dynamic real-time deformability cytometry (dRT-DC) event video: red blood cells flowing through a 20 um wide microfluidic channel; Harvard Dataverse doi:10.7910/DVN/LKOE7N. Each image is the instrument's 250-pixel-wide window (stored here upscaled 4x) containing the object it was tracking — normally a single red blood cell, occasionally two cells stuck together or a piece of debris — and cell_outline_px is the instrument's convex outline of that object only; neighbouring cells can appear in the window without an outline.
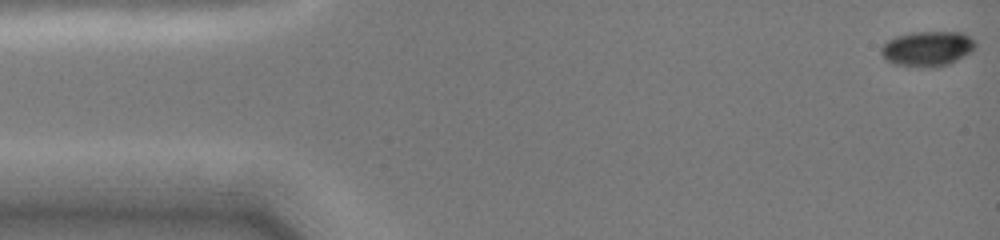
{"species": "common noctule bat (a hibernating species)", "species_latin": "Nyctalus noctula", "temperature_condition": "cold", "stored_images_in_passage": 26, "camera_frame_rate_fps": 3000, "um_per_image_px": 0.085, "animal": {"sex": "female", "body_mass_g": 19.0, "forearm_length_mm": 51.5}, "frame": {"image": 1, "passage_image": 1, "time_ms": 0.0, "image_size_px": [1000, 240], "cell_outline_px": [[976, 48], [972, 52], [948, 64], [936, 68], [920, 68], [896, 64], [884, 60], [880, 52], [880, 48], [888, 40], [896, 36], [912, 32], [964, 32], [976, 40]], "centroid_in_image_um": [78.85, 4.15], "position_along_channel_um": 6.2, "area_um2": 19.71}}
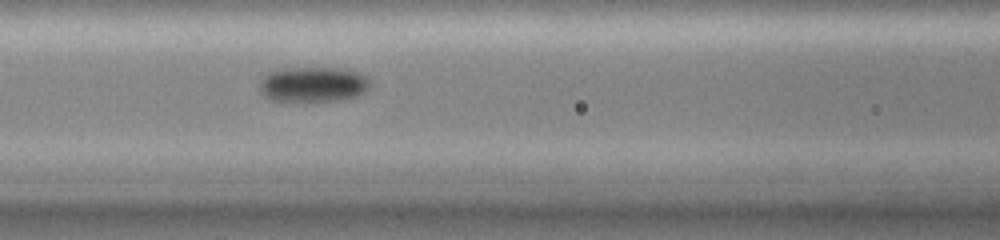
{"frame": {"image": 2, "passage_image": 15, "time_ms": 6.333, "image_size_px": [1000, 240], "cell_outline_px": [[368, 88], [364, 92], [356, 96], [340, 100], [296, 104], [272, 100], [264, 96], [260, 92], [260, 84], [264, 76], [272, 72], [284, 68], [340, 68], [356, 72], [364, 76], [368, 80]], "centroid_in_image_um": [26.56, 7.23], "position_along_channel_um": 140.0, "area_um2": 23.06}}
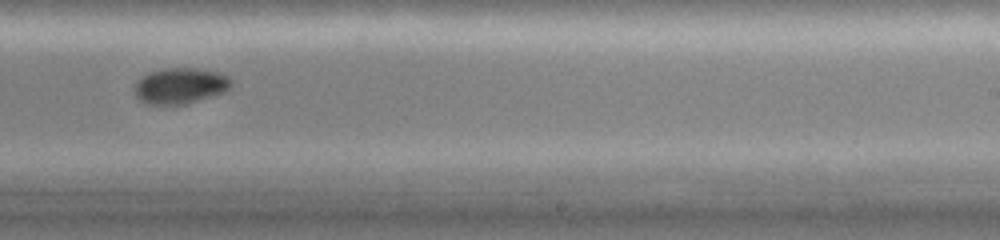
{"frame": {"image": 3, "passage_image": 25, "time_ms": 9.667, "image_size_px": [1000, 240], "cell_outline_px": [[232, 84], [224, 92], [216, 96], [188, 104], [144, 104], [136, 96], [136, 84], [148, 72], [164, 68], [192, 68], [220, 72], [228, 76], [232, 80]], "centroid_in_image_um": [15.37, 7.3], "position_along_channel_um": 273.6, "area_um2": 20.29}}